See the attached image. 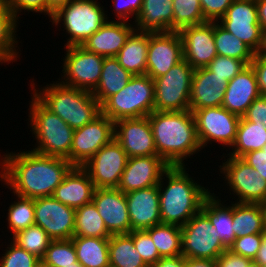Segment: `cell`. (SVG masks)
<instances>
[{
	"label": "cell",
	"mask_w": 266,
	"mask_h": 267,
	"mask_svg": "<svg viewBox=\"0 0 266 267\" xmlns=\"http://www.w3.org/2000/svg\"><path fill=\"white\" fill-rule=\"evenodd\" d=\"M234 0H200L203 16L208 22H218Z\"/></svg>",
	"instance_id": "cell-47"
},
{
	"label": "cell",
	"mask_w": 266,
	"mask_h": 267,
	"mask_svg": "<svg viewBox=\"0 0 266 267\" xmlns=\"http://www.w3.org/2000/svg\"><path fill=\"white\" fill-rule=\"evenodd\" d=\"M179 32L183 59L194 69L206 67L216 56L214 22L187 26Z\"/></svg>",
	"instance_id": "cell-20"
},
{
	"label": "cell",
	"mask_w": 266,
	"mask_h": 267,
	"mask_svg": "<svg viewBox=\"0 0 266 267\" xmlns=\"http://www.w3.org/2000/svg\"><path fill=\"white\" fill-rule=\"evenodd\" d=\"M115 137L114 121L102 113L83 127L75 129L70 150V163L84 166L104 145Z\"/></svg>",
	"instance_id": "cell-13"
},
{
	"label": "cell",
	"mask_w": 266,
	"mask_h": 267,
	"mask_svg": "<svg viewBox=\"0 0 266 267\" xmlns=\"http://www.w3.org/2000/svg\"><path fill=\"white\" fill-rule=\"evenodd\" d=\"M173 16L172 0H143L135 30L148 33L173 31Z\"/></svg>",
	"instance_id": "cell-27"
},
{
	"label": "cell",
	"mask_w": 266,
	"mask_h": 267,
	"mask_svg": "<svg viewBox=\"0 0 266 267\" xmlns=\"http://www.w3.org/2000/svg\"><path fill=\"white\" fill-rule=\"evenodd\" d=\"M73 0H47V15L50 17L53 16L59 8L69 4Z\"/></svg>",
	"instance_id": "cell-56"
},
{
	"label": "cell",
	"mask_w": 266,
	"mask_h": 267,
	"mask_svg": "<svg viewBox=\"0 0 266 267\" xmlns=\"http://www.w3.org/2000/svg\"><path fill=\"white\" fill-rule=\"evenodd\" d=\"M216 194H210L204 201L201 211L210 219L212 226L217 231L218 237L228 248L236 238L233 225L232 204L231 206L221 200ZM217 198V199H216Z\"/></svg>",
	"instance_id": "cell-30"
},
{
	"label": "cell",
	"mask_w": 266,
	"mask_h": 267,
	"mask_svg": "<svg viewBox=\"0 0 266 267\" xmlns=\"http://www.w3.org/2000/svg\"><path fill=\"white\" fill-rule=\"evenodd\" d=\"M115 8L114 14L118 17L119 21L128 22L129 17L133 16L134 23L140 12L143 4V0H112Z\"/></svg>",
	"instance_id": "cell-49"
},
{
	"label": "cell",
	"mask_w": 266,
	"mask_h": 267,
	"mask_svg": "<svg viewBox=\"0 0 266 267\" xmlns=\"http://www.w3.org/2000/svg\"><path fill=\"white\" fill-rule=\"evenodd\" d=\"M6 5L17 19L22 10L44 13L47 15V0H6Z\"/></svg>",
	"instance_id": "cell-48"
},
{
	"label": "cell",
	"mask_w": 266,
	"mask_h": 267,
	"mask_svg": "<svg viewBox=\"0 0 266 267\" xmlns=\"http://www.w3.org/2000/svg\"><path fill=\"white\" fill-rule=\"evenodd\" d=\"M95 186L88 172L80 166H73L63 181L54 190L53 197L74 209L92 202Z\"/></svg>",
	"instance_id": "cell-26"
},
{
	"label": "cell",
	"mask_w": 266,
	"mask_h": 267,
	"mask_svg": "<svg viewBox=\"0 0 266 267\" xmlns=\"http://www.w3.org/2000/svg\"><path fill=\"white\" fill-rule=\"evenodd\" d=\"M255 55L266 56V28L262 29L261 44Z\"/></svg>",
	"instance_id": "cell-59"
},
{
	"label": "cell",
	"mask_w": 266,
	"mask_h": 267,
	"mask_svg": "<svg viewBox=\"0 0 266 267\" xmlns=\"http://www.w3.org/2000/svg\"><path fill=\"white\" fill-rule=\"evenodd\" d=\"M0 161V181L9 187L14 195L36 199L52 196L73 167L66 159L26 152L5 153Z\"/></svg>",
	"instance_id": "cell-1"
},
{
	"label": "cell",
	"mask_w": 266,
	"mask_h": 267,
	"mask_svg": "<svg viewBox=\"0 0 266 267\" xmlns=\"http://www.w3.org/2000/svg\"><path fill=\"white\" fill-rule=\"evenodd\" d=\"M127 160V154L121 145L113 139L82 167L88 172L95 188H117Z\"/></svg>",
	"instance_id": "cell-14"
},
{
	"label": "cell",
	"mask_w": 266,
	"mask_h": 267,
	"mask_svg": "<svg viewBox=\"0 0 266 267\" xmlns=\"http://www.w3.org/2000/svg\"><path fill=\"white\" fill-rule=\"evenodd\" d=\"M194 68L182 60L166 74L154 79V111L190 110V89Z\"/></svg>",
	"instance_id": "cell-8"
},
{
	"label": "cell",
	"mask_w": 266,
	"mask_h": 267,
	"mask_svg": "<svg viewBox=\"0 0 266 267\" xmlns=\"http://www.w3.org/2000/svg\"><path fill=\"white\" fill-rule=\"evenodd\" d=\"M100 5L96 0H73L53 13L52 24L61 22L69 35L65 47L81 46L108 20Z\"/></svg>",
	"instance_id": "cell-7"
},
{
	"label": "cell",
	"mask_w": 266,
	"mask_h": 267,
	"mask_svg": "<svg viewBox=\"0 0 266 267\" xmlns=\"http://www.w3.org/2000/svg\"><path fill=\"white\" fill-rule=\"evenodd\" d=\"M16 196L17 202L9 205L7 213V226L12 235L35 224L34 199Z\"/></svg>",
	"instance_id": "cell-40"
},
{
	"label": "cell",
	"mask_w": 266,
	"mask_h": 267,
	"mask_svg": "<svg viewBox=\"0 0 266 267\" xmlns=\"http://www.w3.org/2000/svg\"><path fill=\"white\" fill-rule=\"evenodd\" d=\"M63 267H83L79 262L72 263L71 265L68 266H63Z\"/></svg>",
	"instance_id": "cell-63"
},
{
	"label": "cell",
	"mask_w": 266,
	"mask_h": 267,
	"mask_svg": "<svg viewBox=\"0 0 266 267\" xmlns=\"http://www.w3.org/2000/svg\"><path fill=\"white\" fill-rule=\"evenodd\" d=\"M246 267H263L261 264H258L255 260H251Z\"/></svg>",
	"instance_id": "cell-61"
},
{
	"label": "cell",
	"mask_w": 266,
	"mask_h": 267,
	"mask_svg": "<svg viewBox=\"0 0 266 267\" xmlns=\"http://www.w3.org/2000/svg\"><path fill=\"white\" fill-rule=\"evenodd\" d=\"M171 166L160 156L128 157L117 187L123 193L145 189L159 184Z\"/></svg>",
	"instance_id": "cell-19"
},
{
	"label": "cell",
	"mask_w": 266,
	"mask_h": 267,
	"mask_svg": "<svg viewBox=\"0 0 266 267\" xmlns=\"http://www.w3.org/2000/svg\"><path fill=\"white\" fill-rule=\"evenodd\" d=\"M247 65L239 59L217 55L206 67L214 75L222 77L228 82L239 74Z\"/></svg>",
	"instance_id": "cell-44"
},
{
	"label": "cell",
	"mask_w": 266,
	"mask_h": 267,
	"mask_svg": "<svg viewBox=\"0 0 266 267\" xmlns=\"http://www.w3.org/2000/svg\"><path fill=\"white\" fill-rule=\"evenodd\" d=\"M35 225L41 226L52 240L73 237L75 209L53 196L34 199Z\"/></svg>",
	"instance_id": "cell-16"
},
{
	"label": "cell",
	"mask_w": 266,
	"mask_h": 267,
	"mask_svg": "<svg viewBox=\"0 0 266 267\" xmlns=\"http://www.w3.org/2000/svg\"><path fill=\"white\" fill-rule=\"evenodd\" d=\"M34 267H50V266L45 264L42 260H39Z\"/></svg>",
	"instance_id": "cell-62"
},
{
	"label": "cell",
	"mask_w": 266,
	"mask_h": 267,
	"mask_svg": "<svg viewBox=\"0 0 266 267\" xmlns=\"http://www.w3.org/2000/svg\"><path fill=\"white\" fill-rule=\"evenodd\" d=\"M182 60V40L179 32L149 33L146 75L154 80L166 74Z\"/></svg>",
	"instance_id": "cell-17"
},
{
	"label": "cell",
	"mask_w": 266,
	"mask_h": 267,
	"mask_svg": "<svg viewBox=\"0 0 266 267\" xmlns=\"http://www.w3.org/2000/svg\"><path fill=\"white\" fill-rule=\"evenodd\" d=\"M214 40L217 55L242 60L246 65L251 64L255 53L218 22H214Z\"/></svg>",
	"instance_id": "cell-37"
},
{
	"label": "cell",
	"mask_w": 266,
	"mask_h": 267,
	"mask_svg": "<svg viewBox=\"0 0 266 267\" xmlns=\"http://www.w3.org/2000/svg\"><path fill=\"white\" fill-rule=\"evenodd\" d=\"M250 65L255 72L260 94L266 96V56L254 55Z\"/></svg>",
	"instance_id": "cell-52"
},
{
	"label": "cell",
	"mask_w": 266,
	"mask_h": 267,
	"mask_svg": "<svg viewBox=\"0 0 266 267\" xmlns=\"http://www.w3.org/2000/svg\"><path fill=\"white\" fill-rule=\"evenodd\" d=\"M258 23L262 29L266 28V0H256Z\"/></svg>",
	"instance_id": "cell-57"
},
{
	"label": "cell",
	"mask_w": 266,
	"mask_h": 267,
	"mask_svg": "<svg viewBox=\"0 0 266 267\" xmlns=\"http://www.w3.org/2000/svg\"><path fill=\"white\" fill-rule=\"evenodd\" d=\"M145 231L150 235L160 257L182 255L181 226L161 223Z\"/></svg>",
	"instance_id": "cell-36"
},
{
	"label": "cell",
	"mask_w": 266,
	"mask_h": 267,
	"mask_svg": "<svg viewBox=\"0 0 266 267\" xmlns=\"http://www.w3.org/2000/svg\"><path fill=\"white\" fill-rule=\"evenodd\" d=\"M254 260L263 267H266V229L262 233V244Z\"/></svg>",
	"instance_id": "cell-58"
},
{
	"label": "cell",
	"mask_w": 266,
	"mask_h": 267,
	"mask_svg": "<svg viewBox=\"0 0 266 267\" xmlns=\"http://www.w3.org/2000/svg\"><path fill=\"white\" fill-rule=\"evenodd\" d=\"M232 228L236 237L263 233L264 213L260 203H232Z\"/></svg>",
	"instance_id": "cell-32"
},
{
	"label": "cell",
	"mask_w": 266,
	"mask_h": 267,
	"mask_svg": "<svg viewBox=\"0 0 266 267\" xmlns=\"http://www.w3.org/2000/svg\"><path fill=\"white\" fill-rule=\"evenodd\" d=\"M173 1V31L207 22L203 16L200 0Z\"/></svg>",
	"instance_id": "cell-41"
},
{
	"label": "cell",
	"mask_w": 266,
	"mask_h": 267,
	"mask_svg": "<svg viewBox=\"0 0 266 267\" xmlns=\"http://www.w3.org/2000/svg\"><path fill=\"white\" fill-rule=\"evenodd\" d=\"M157 154L170 166L184 165L187 158L201 151L193 113L153 111L149 116Z\"/></svg>",
	"instance_id": "cell-2"
},
{
	"label": "cell",
	"mask_w": 266,
	"mask_h": 267,
	"mask_svg": "<svg viewBox=\"0 0 266 267\" xmlns=\"http://www.w3.org/2000/svg\"><path fill=\"white\" fill-rule=\"evenodd\" d=\"M263 213H264V225H265V229H266V201L260 203Z\"/></svg>",
	"instance_id": "cell-60"
},
{
	"label": "cell",
	"mask_w": 266,
	"mask_h": 267,
	"mask_svg": "<svg viewBox=\"0 0 266 267\" xmlns=\"http://www.w3.org/2000/svg\"><path fill=\"white\" fill-rule=\"evenodd\" d=\"M133 76L115 57H104L101 78L92 94L102 105L110 96L120 92Z\"/></svg>",
	"instance_id": "cell-29"
},
{
	"label": "cell",
	"mask_w": 266,
	"mask_h": 267,
	"mask_svg": "<svg viewBox=\"0 0 266 267\" xmlns=\"http://www.w3.org/2000/svg\"><path fill=\"white\" fill-rule=\"evenodd\" d=\"M18 19L8 8L7 5L0 7V63H11L16 61L18 49H16L17 42L16 31ZM17 23V24H16ZM17 51V52H16Z\"/></svg>",
	"instance_id": "cell-38"
},
{
	"label": "cell",
	"mask_w": 266,
	"mask_h": 267,
	"mask_svg": "<svg viewBox=\"0 0 266 267\" xmlns=\"http://www.w3.org/2000/svg\"><path fill=\"white\" fill-rule=\"evenodd\" d=\"M31 84L32 94L73 130L83 127L101 114V105L92 92L69 87L59 81L47 84L39 91L33 81Z\"/></svg>",
	"instance_id": "cell-4"
},
{
	"label": "cell",
	"mask_w": 266,
	"mask_h": 267,
	"mask_svg": "<svg viewBox=\"0 0 266 267\" xmlns=\"http://www.w3.org/2000/svg\"><path fill=\"white\" fill-rule=\"evenodd\" d=\"M229 157V158H228ZM220 165L226 185L233 195L238 196V203H262L266 201V181L241 158L228 156ZM227 181V182H226ZM235 193V194H234Z\"/></svg>",
	"instance_id": "cell-11"
},
{
	"label": "cell",
	"mask_w": 266,
	"mask_h": 267,
	"mask_svg": "<svg viewBox=\"0 0 266 267\" xmlns=\"http://www.w3.org/2000/svg\"><path fill=\"white\" fill-rule=\"evenodd\" d=\"M217 267H246L251 259L225 250L216 260Z\"/></svg>",
	"instance_id": "cell-53"
},
{
	"label": "cell",
	"mask_w": 266,
	"mask_h": 267,
	"mask_svg": "<svg viewBox=\"0 0 266 267\" xmlns=\"http://www.w3.org/2000/svg\"><path fill=\"white\" fill-rule=\"evenodd\" d=\"M262 244V233L236 237L228 249L237 255L254 260Z\"/></svg>",
	"instance_id": "cell-46"
},
{
	"label": "cell",
	"mask_w": 266,
	"mask_h": 267,
	"mask_svg": "<svg viewBox=\"0 0 266 267\" xmlns=\"http://www.w3.org/2000/svg\"><path fill=\"white\" fill-rule=\"evenodd\" d=\"M73 236L111 237L93 201L75 209Z\"/></svg>",
	"instance_id": "cell-35"
},
{
	"label": "cell",
	"mask_w": 266,
	"mask_h": 267,
	"mask_svg": "<svg viewBox=\"0 0 266 267\" xmlns=\"http://www.w3.org/2000/svg\"><path fill=\"white\" fill-rule=\"evenodd\" d=\"M181 234L182 255L185 258L216 260L228 249L202 211L181 226Z\"/></svg>",
	"instance_id": "cell-9"
},
{
	"label": "cell",
	"mask_w": 266,
	"mask_h": 267,
	"mask_svg": "<svg viewBox=\"0 0 266 267\" xmlns=\"http://www.w3.org/2000/svg\"><path fill=\"white\" fill-rule=\"evenodd\" d=\"M114 139L128 157L158 155L148 116L114 122Z\"/></svg>",
	"instance_id": "cell-18"
},
{
	"label": "cell",
	"mask_w": 266,
	"mask_h": 267,
	"mask_svg": "<svg viewBox=\"0 0 266 267\" xmlns=\"http://www.w3.org/2000/svg\"><path fill=\"white\" fill-rule=\"evenodd\" d=\"M151 267H185V257L183 255L161 257Z\"/></svg>",
	"instance_id": "cell-54"
},
{
	"label": "cell",
	"mask_w": 266,
	"mask_h": 267,
	"mask_svg": "<svg viewBox=\"0 0 266 267\" xmlns=\"http://www.w3.org/2000/svg\"><path fill=\"white\" fill-rule=\"evenodd\" d=\"M266 145V129L240 118L232 152L227 156L241 158L248 152L260 150ZM234 149V150H233Z\"/></svg>",
	"instance_id": "cell-34"
},
{
	"label": "cell",
	"mask_w": 266,
	"mask_h": 267,
	"mask_svg": "<svg viewBox=\"0 0 266 267\" xmlns=\"http://www.w3.org/2000/svg\"><path fill=\"white\" fill-rule=\"evenodd\" d=\"M92 201L110 235L132 231L125 193L117 188H95Z\"/></svg>",
	"instance_id": "cell-21"
},
{
	"label": "cell",
	"mask_w": 266,
	"mask_h": 267,
	"mask_svg": "<svg viewBox=\"0 0 266 267\" xmlns=\"http://www.w3.org/2000/svg\"><path fill=\"white\" fill-rule=\"evenodd\" d=\"M110 267H149L138 253L129 234L111 235L109 238Z\"/></svg>",
	"instance_id": "cell-33"
},
{
	"label": "cell",
	"mask_w": 266,
	"mask_h": 267,
	"mask_svg": "<svg viewBox=\"0 0 266 267\" xmlns=\"http://www.w3.org/2000/svg\"><path fill=\"white\" fill-rule=\"evenodd\" d=\"M148 45L149 33L134 30L115 58L132 75H146Z\"/></svg>",
	"instance_id": "cell-28"
},
{
	"label": "cell",
	"mask_w": 266,
	"mask_h": 267,
	"mask_svg": "<svg viewBox=\"0 0 266 267\" xmlns=\"http://www.w3.org/2000/svg\"><path fill=\"white\" fill-rule=\"evenodd\" d=\"M41 260L50 267H63L78 262L72 239L52 240Z\"/></svg>",
	"instance_id": "cell-42"
},
{
	"label": "cell",
	"mask_w": 266,
	"mask_h": 267,
	"mask_svg": "<svg viewBox=\"0 0 266 267\" xmlns=\"http://www.w3.org/2000/svg\"><path fill=\"white\" fill-rule=\"evenodd\" d=\"M65 49L67 53L63 59L61 83L93 92L101 78L104 57L86 51L82 46H68Z\"/></svg>",
	"instance_id": "cell-10"
},
{
	"label": "cell",
	"mask_w": 266,
	"mask_h": 267,
	"mask_svg": "<svg viewBox=\"0 0 266 267\" xmlns=\"http://www.w3.org/2000/svg\"><path fill=\"white\" fill-rule=\"evenodd\" d=\"M242 117L266 129V96L255 99Z\"/></svg>",
	"instance_id": "cell-50"
},
{
	"label": "cell",
	"mask_w": 266,
	"mask_h": 267,
	"mask_svg": "<svg viewBox=\"0 0 266 267\" xmlns=\"http://www.w3.org/2000/svg\"><path fill=\"white\" fill-rule=\"evenodd\" d=\"M0 259V267H34L40 260L11 241Z\"/></svg>",
	"instance_id": "cell-43"
},
{
	"label": "cell",
	"mask_w": 266,
	"mask_h": 267,
	"mask_svg": "<svg viewBox=\"0 0 266 267\" xmlns=\"http://www.w3.org/2000/svg\"><path fill=\"white\" fill-rule=\"evenodd\" d=\"M186 170L185 166H171L158 184L162 224L185 225L201 211L205 199L211 194L209 189L196 183ZM163 179L168 180L167 187Z\"/></svg>",
	"instance_id": "cell-3"
},
{
	"label": "cell",
	"mask_w": 266,
	"mask_h": 267,
	"mask_svg": "<svg viewBox=\"0 0 266 267\" xmlns=\"http://www.w3.org/2000/svg\"><path fill=\"white\" fill-rule=\"evenodd\" d=\"M185 267H217L215 260L185 258Z\"/></svg>",
	"instance_id": "cell-55"
},
{
	"label": "cell",
	"mask_w": 266,
	"mask_h": 267,
	"mask_svg": "<svg viewBox=\"0 0 266 267\" xmlns=\"http://www.w3.org/2000/svg\"><path fill=\"white\" fill-rule=\"evenodd\" d=\"M241 159L250 165L266 181V149L246 153Z\"/></svg>",
	"instance_id": "cell-51"
},
{
	"label": "cell",
	"mask_w": 266,
	"mask_h": 267,
	"mask_svg": "<svg viewBox=\"0 0 266 267\" xmlns=\"http://www.w3.org/2000/svg\"><path fill=\"white\" fill-rule=\"evenodd\" d=\"M197 136L202 148L213 142L232 147L236 139L240 116L222 106L201 108L192 112Z\"/></svg>",
	"instance_id": "cell-12"
},
{
	"label": "cell",
	"mask_w": 266,
	"mask_h": 267,
	"mask_svg": "<svg viewBox=\"0 0 266 267\" xmlns=\"http://www.w3.org/2000/svg\"><path fill=\"white\" fill-rule=\"evenodd\" d=\"M133 230H145L162 223L158 185L125 193Z\"/></svg>",
	"instance_id": "cell-22"
},
{
	"label": "cell",
	"mask_w": 266,
	"mask_h": 267,
	"mask_svg": "<svg viewBox=\"0 0 266 267\" xmlns=\"http://www.w3.org/2000/svg\"><path fill=\"white\" fill-rule=\"evenodd\" d=\"M30 101V131L38 144L31 151L44 156L66 158L70 162V150L74 130L58 115L47 109L34 95Z\"/></svg>",
	"instance_id": "cell-5"
},
{
	"label": "cell",
	"mask_w": 266,
	"mask_h": 267,
	"mask_svg": "<svg viewBox=\"0 0 266 267\" xmlns=\"http://www.w3.org/2000/svg\"><path fill=\"white\" fill-rule=\"evenodd\" d=\"M154 97V80L148 75H134L101 105V113L114 122L149 116L154 111Z\"/></svg>",
	"instance_id": "cell-6"
},
{
	"label": "cell",
	"mask_w": 266,
	"mask_h": 267,
	"mask_svg": "<svg viewBox=\"0 0 266 267\" xmlns=\"http://www.w3.org/2000/svg\"><path fill=\"white\" fill-rule=\"evenodd\" d=\"M71 239L83 267H110L109 238L73 236Z\"/></svg>",
	"instance_id": "cell-31"
},
{
	"label": "cell",
	"mask_w": 266,
	"mask_h": 267,
	"mask_svg": "<svg viewBox=\"0 0 266 267\" xmlns=\"http://www.w3.org/2000/svg\"><path fill=\"white\" fill-rule=\"evenodd\" d=\"M218 23L243 41L256 54L262 36L256 0H234Z\"/></svg>",
	"instance_id": "cell-15"
},
{
	"label": "cell",
	"mask_w": 266,
	"mask_h": 267,
	"mask_svg": "<svg viewBox=\"0 0 266 267\" xmlns=\"http://www.w3.org/2000/svg\"><path fill=\"white\" fill-rule=\"evenodd\" d=\"M6 5V0H0V7H4Z\"/></svg>",
	"instance_id": "cell-64"
},
{
	"label": "cell",
	"mask_w": 266,
	"mask_h": 267,
	"mask_svg": "<svg viewBox=\"0 0 266 267\" xmlns=\"http://www.w3.org/2000/svg\"><path fill=\"white\" fill-rule=\"evenodd\" d=\"M255 72L251 65L228 82L222 107L242 117L255 99L260 97Z\"/></svg>",
	"instance_id": "cell-24"
},
{
	"label": "cell",
	"mask_w": 266,
	"mask_h": 267,
	"mask_svg": "<svg viewBox=\"0 0 266 267\" xmlns=\"http://www.w3.org/2000/svg\"><path fill=\"white\" fill-rule=\"evenodd\" d=\"M11 240L40 260L52 241L46 231L41 226L35 224L17 232L12 236Z\"/></svg>",
	"instance_id": "cell-39"
},
{
	"label": "cell",
	"mask_w": 266,
	"mask_h": 267,
	"mask_svg": "<svg viewBox=\"0 0 266 267\" xmlns=\"http://www.w3.org/2000/svg\"><path fill=\"white\" fill-rule=\"evenodd\" d=\"M134 30V25L128 24L126 21L107 20L81 46L86 51L103 57H115Z\"/></svg>",
	"instance_id": "cell-25"
},
{
	"label": "cell",
	"mask_w": 266,
	"mask_h": 267,
	"mask_svg": "<svg viewBox=\"0 0 266 267\" xmlns=\"http://www.w3.org/2000/svg\"><path fill=\"white\" fill-rule=\"evenodd\" d=\"M228 81L207 67L196 68L190 89V111L222 106Z\"/></svg>",
	"instance_id": "cell-23"
},
{
	"label": "cell",
	"mask_w": 266,
	"mask_h": 267,
	"mask_svg": "<svg viewBox=\"0 0 266 267\" xmlns=\"http://www.w3.org/2000/svg\"><path fill=\"white\" fill-rule=\"evenodd\" d=\"M133 242L138 253L149 267L161 258L158 249L145 230H133Z\"/></svg>",
	"instance_id": "cell-45"
}]
</instances>
